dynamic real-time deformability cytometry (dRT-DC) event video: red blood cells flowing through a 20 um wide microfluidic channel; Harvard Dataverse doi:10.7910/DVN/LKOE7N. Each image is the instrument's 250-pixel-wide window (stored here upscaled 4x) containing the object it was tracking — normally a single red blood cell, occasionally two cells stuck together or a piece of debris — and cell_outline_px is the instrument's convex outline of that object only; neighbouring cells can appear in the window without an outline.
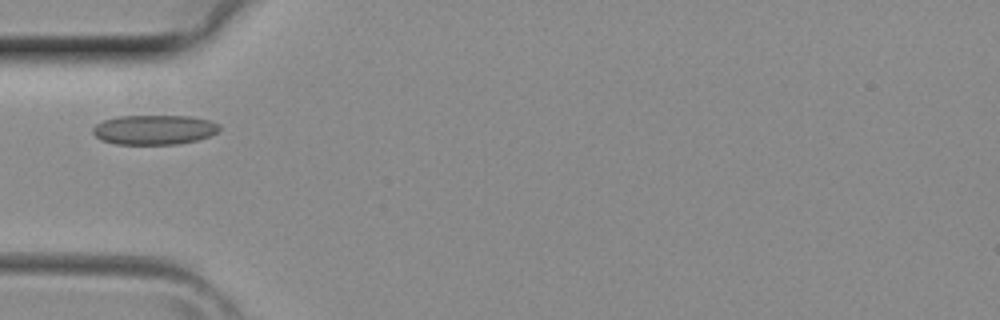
{"species": "common noctule bat (a hibernating species)", "species_latin": "Nyctalus noctula", "temperature_condition": "room temperature", "stored_images_in_passage": 4, "camera_frame_rate_fps": 3000, "um_per_image_px": 0.085, "animal": {"sex": "female", "body_mass_g": 29.2, "forearm_length_mm": 56.3}, "frame": {"image": 1, "passage_image": 4, "time_ms": 1.0, "image_size_px": [1000, 320], "cell_outline_px": [[220, 128], [216, 132], [208, 136], [196, 140], [176, 144], [116, 144], [100, 140], [92, 132], [92, 128], [96, 124], [104, 120], [116, 116], [192, 116], [212, 120], [220, 124]], "centroid_in_image_um": [13.1, 11.02], "position_along_channel_um": 71.9, "area_um2": 21.96}}